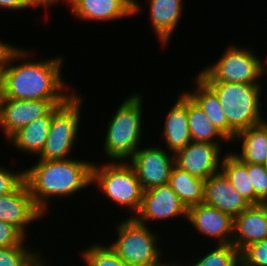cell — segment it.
<instances>
[{
  "label": "cell",
  "mask_w": 267,
  "mask_h": 266,
  "mask_svg": "<svg viewBox=\"0 0 267 266\" xmlns=\"http://www.w3.org/2000/svg\"><path fill=\"white\" fill-rule=\"evenodd\" d=\"M187 111L192 141L218 144L220 147L222 142L229 143V140L212 124L204 111L188 94Z\"/></svg>",
  "instance_id": "cell-24"
},
{
  "label": "cell",
  "mask_w": 267,
  "mask_h": 266,
  "mask_svg": "<svg viewBox=\"0 0 267 266\" xmlns=\"http://www.w3.org/2000/svg\"><path fill=\"white\" fill-rule=\"evenodd\" d=\"M114 225L117 238L108 245L128 266H168V261H162V247H158L161 235L148 225L134 217L124 218Z\"/></svg>",
  "instance_id": "cell-5"
},
{
  "label": "cell",
  "mask_w": 267,
  "mask_h": 266,
  "mask_svg": "<svg viewBox=\"0 0 267 266\" xmlns=\"http://www.w3.org/2000/svg\"><path fill=\"white\" fill-rule=\"evenodd\" d=\"M24 181V169L17 172L0 166V196L13 192Z\"/></svg>",
  "instance_id": "cell-31"
},
{
  "label": "cell",
  "mask_w": 267,
  "mask_h": 266,
  "mask_svg": "<svg viewBox=\"0 0 267 266\" xmlns=\"http://www.w3.org/2000/svg\"><path fill=\"white\" fill-rule=\"evenodd\" d=\"M85 266H128L108 245L93 243L80 252Z\"/></svg>",
  "instance_id": "cell-28"
},
{
  "label": "cell",
  "mask_w": 267,
  "mask_h": 266,
  "mask_svg": "<svg viewBox=\"0 0 267 266\" xmlns=\"http://www.w3.org/2000/svg\"><path fill=\"white\" fill-rule=\"evenodd\" d=\"M183 264H179V262L178 263H174V261H173V263L171 264L170 262L168 263V266H182ZM184 266V265H183ZM185 266H189L188 264L187 265H185Z\"/></svg>",
  "instance_id": "cell-39"
},
{
  "label": "cell",
  "mask_w": 267,
  "mask_h": 266,
  "mask_svg": "<svg viewBox=\"0 0 267 266\" xmlns=\"http://www.w3.org/2000/svg\"><path fill=\"white\" fill-rule=\"evenodd\" d=\"M92 165L93 161L69 158L37 160L31 168L24 169V181L36 207L46 215L49 201L71 197L90 187Z\"/></svg>",
  "instance_id": "cell-2"
},
{
  "label": "cell",
  "mask_w": 267,
  "mask_h": 266,
  "mask_svg": "<svg viewBox=\"0 0 267 266\" xmlns=\"http://www.w3.org/2000/svg\"><path fill=\"white\" fill-rule=\"evenodd\" d=\"M0 8L10 11L27 10L28 8H38L32 0H0Z\"/></svg>",
  "instance_id": "cell-33"
},
{
  "label": "cell",
  "mask_w": 267,
  "mask_h": 266,
  "mask_svg": "<svg viewBox=\"0 0 267 266\" xmlns=\"http://www.w3.org/2000/svg\"><path fill=\"white\" fill-rule=\"evenodd\" d=\"M217 95L229 127L238 134L266 119L261 110L263 84L205 82Z\"/></svg>",
  "instance_id": "cell-4"
},
{
  "label": "cell",
  "mask_w": 267,
  "mask_h": 266,
  "mask_svg": "<svg viewBox=\"0 0 267 266\" xmlns=\"http://www.w3.org/2000/svg\"><path fill=\"white\" fill-rule=\"evenodd\" d=\"M132 12L133 15L141 11L140 1L138 0H121Z\"/></svg>",
  "instance_id": "cell-35"
},
{
  "label": "cell",
  "mask_w": 267,
  "mask_h": 266,
  "mask_svg": "<svg viewBox=\"0 0 267 266\" xmlns=\"http://www.w3.org/2000/svg\"><path fill=\"white\" fill-rule=\"evenodd\" d=\"M25 242L24 240L18 246L0 248V266H48L44 255L37 249H30Z\"/></svg>",
  "instance_id": "cell-26"
},
{
  "label": "cell",
  "mask_w": 267,
  "mask_h": 266,
  "mask_svg": "<svg viewBox=\"0 0 267 266\" xmlns=\"http://www.w3.org/2000/svg\"><path fill=\"white\" fill-rule=\"evenodd\" d=\"M187 221L205 238L218 240L215 244H231L234 219L215 207L204 203L188 208Z\"/></svg>",
  "instance_id": "cell-14"
},
{
  "label": "cell",
  "mask_w": 267,
  "mask_h": 266,
  "mask_svg": "<svg viewBox=\"0 0 267 266\" xmlns=\"http://www.w3.org/2000/svg\"><path fill=\"white\" fill-rule=\"evenodd\" d=\"M60 106L61 105H56L46 116L38 118L20 128L7 140V143L9 141L16 150L22 151L27 154V156H39L48 137L53 113Z\"/></svg>",
  "instance_id": "cell-20"
},
{
  "label": "cell",
  "mask_w": 267,
  "mask_h": 266,
  "mask_svg": "<svg viewBox=\"0 0 267 266\" xmlns=\"http://www.w3.org/2000/svg\"><path fill=\"white\" fill-rule=\"evenodd\" d=\"M208 252L189 266H241L240 252L233 244H217Z\"/></svg>",
  "instance_id": "cell-27"
},
{
  "label": "cell",
  "mask_w": 267,
  "mask_h": 266,
  "mask_svg": "<svg viewBox=\"0 0 267 266\" xmlns=\"http://www.w3.org/2000/svg\"><path fill=\"white\" fill-rule=\"evenodd\" d=\"M188 209L169 184L158 185L143 192L142 204L134 218L148 225L153 220L165 221L182 216L187 220Z\"/></svg>",
  "instance_id": "cell-11"
},
{
  "label": "cell",
  "mask_w": 267,
  "mask_h": 266,
  "mask_svg": "<svg viewBox=\"0 0 267 266\" xmlns=\"http://www.w3.org/2000/svg\"><path fill=\"white\" fill-rule=\"evenodd\" d=\"M101 165L93 162L91 184L96 185L107 200L131 210L133 214L129 217H134L141 207L144 192L134 168L128 161H107Z\"/></svg>",
  "instance_id": "cell-6"
},
{
  "label": "cell",
  "mask_w": 267,
  "mask_h": 266,
  "mask_svg": "<svg viewBox=\"0 0 267 266\" xmlns=\"http://www.w3.org/2000/svg\"><path fill=\"white\" fill-rule=\"evenodd\" d=\"M205 180L192 176L187 171L173 165L168 184L188 209L204 201Z\"/></svg>",
  "instance_id": "cell-23"
},
{
  "label": "cell",
  "mask_w": 267,
  "mask_h": 266,
  "mask_svg": "<svg viewBox=\"0 0 267 266\" xmlns=\"http://www.w3.org/2000/svg\"><path fill=\"white\" fill-rule=\"evenodd\" d=\"M152 29L156 32L159 44L168 45L180 22L183 12V0H148ZM183 13V14H182Z\"/></svg>",
  "instance_id": "cell-19"
},
{
  "label": "cell",
  "mask_w": 267,
  "mask_h": 266,
  "mask_svg": "<svg viewBox=\"0 0 267 266\" xmlns=\"http://www.w3.org/2000/svg\"><path fill=\"white\" fill-rule=\"evenodd\" d=\"M66 101L3 99L0 115L2 134L8 140L20 128L46 116L56 105H62Z\"/></svg>",
  "instance_id": "cell-10"
},
{
  "label": "cell",
  "mask_w": 267,
  "mask_h": 266,
  "mask_svg": "<svg viewBox=\"0 0 267 266\" xmlns=\"http://www.w3.org/2000/svg\"><path fill=\"white\" fill-rule=\"evenodd\" d=\"M144 191L167 184L174 165V154L160 145L139 148L128 160Z\"/></svg>",
  "instance_id": "cell-9"
},
{
  "label": "cell",
  "mask_w": 267,
  "mask_h": 266,
  "mask_svg": "<svg viewBox=\"0 0 267 266\" xmlns=\"http://www.w3.org/2000/svg\"><path fill=\"white\" fill-rule=\"evenodd\" d=\"M30 57L32 53L19 46L10 53L0 73L3 99L68 100L76 93L74 87L69 89L61 75L62 56L42 61H33ZM16 61L22 63L15 64Z\"/></svg>",
  "instance_id": "cell-1"
},
{
  "label": "cell",
  "mask_w": 267,
  "mask_h": 266,
  "mask_svg": "<svg viewBox=\"0 0 267 266\" xmlns=\"http://www.w3.org/2000/svg\"><path fill=\"white\" fill-rule=\"evenodd\" d=\"M34 2V4L37 6V7H45V10L46 8H50L52 6H56L55 4H59L60 1L62 0H32Z\"/></svg>",
  "instance_id": "cell-36"
},
{
  "label": "cell",
  "mask_w": 267,
  "mask_h": 266,
  "mask_svg": "<svg viewBox=\"0 0 267 266\" xmlns=\"http://www.w3.org/2000/svg\"><path fill=\"white\" fill-rule=\"evenodd\" d=\"M267 58V57H266ZM263 75H267V60L264 63V67H263Z\"/></svg>",
  "instance_id": "cell-38"
},
{
  "label": "cell",
  "mask_w": 267,
  "mask_h": 266,
  "mask_svg": "<svg viewBox=\"0 0 267 266\" xmlns=\"http://www.w3.org/2000/svg\"><path fill=\"white\" fill-rule=\"evenodd\" d=\"M44 216L34 204L25 181L13 192L0 196V220L17 228L26 238L28 225Z\"/></svg>",
  "instance_id": "cell-13"
},
{
  "label": "cell",
  "mask_w": 267,
  "mask_h": 266,
  "mask_svg": "<svg viewBox=\"0 0 267 266\" xmlns=\"http://www.w3.org/2000/svg\"><path fill=\"white\" fill-rule=\"evenodd\" d=\"M73 16L81 21H114L133 17V12L121 0H66Z\"/></svg>",
  "instance_id": "cell-18"
},
{
  "label": "cell",
  "mask_w": 267,
  "mask_h": 266,
  "mask_svg": "<svg viewBox=\"0 0 267 266\" xmlns=\"http://www.w3.org/2000/svg\"><path fill=\"white\" fill-rule=\"evenodd\" d=\"M26 237L14 226L0 220V248L20 245Z\"/></svg>",
  "instance_id": "cell-32"
},
{
  "label": "cell",
  "mask_w": 267,
  "mask_h": 266,
  "mask_svg": "<svg viewBox=\"0 0 267 266\" xmlns=\"http://www.w3.org/2000/svg\"><path fill=\"white\" fill-rule=\"evenodd\" d=\"M136 93L125 98L107 122L103 152L110 161H128L141 147L143 97Z\"/></svg>",
  "instance_id": "cell-3"
},
{
  "label": "cell",
  "mask_w": 267,
  "mask_h": 266,
  "mask_svg": "<svg viewBox=\"0 0 267 266\" xmlns=\"http://www.w3.org/2000/svg\"><path fill=\"white\" fill-rule=\"evenodd\" d=\"M203 203L219 209L233 219L251 205L235 190L221 170L205 180Z\"/></svg>",
  "instance_id": "cell-15"
},
{
  "label": "cell",
  "mask_w": 267,
  "mask_h": 266,
  "mask_svg": "<svg viewBox=\"0 0 267 266\" xmlns=\"http://www.w3.org/2000/svg\"><path fill=\"white\" fill-rule=\"evenodd\" d=\"M241 142L240 152L232 151L244 163L265 164L267 161V121L239 132L232 142Z\"/></svg>",
  "instance_id": "cell-22"
},
{
  "label": "cell",
  "mask_w": 267,
  "mask_h": 266,
  "mask_svg": "<svg viewBox=\"0 0 267 266\" xmlns=\"http://www.w3.org/2000/svg\"><path fill=\"white\" fill-rule=\"evenodd\" d=\"M247 171L256 195V205L267 203V169L263 164L247 163Z\"/></svg>",
  "instance_id": "cell-29"
},
{
  "label": "cell",
  "mask_w": 267,
  "mask_h": 266,
  "mask_svg": "<svg viewBox=\"0 0 267 266\" xmlns=\"http://www.w3.org/2000/svg\"><path fill=\"white\" fill-rule=\"evenodd\" d=\"M82 99L76 92L53 113L47 140L37 160L71 158L70 154L78 141Z\"/></svg>",
  "instance_id": "cell-8"
},
{
  "label": "cell",
  "mask_w": 267,
  "mask_h": 266,
  "mask_svg": "<svg viewBox=\"0 0 267 266\" xmlns=\"http://www.w3.org/2000/svg\"><path fill=\"white\" fill-rule=\"evenodd\" d=\"M242 46L231 43L213 65L204 66L197 75L204 82L263 84L259 80L265 62L254 50Z\"/></svg>",
  "instance_id": "cell-7"
},
{
  "label": "cell",
  "mask_w": 267,
  "mask_h": 266,
  "mask_svg": "<svg viewBox=\"0 0 267 266\" xmlns=\"http://www.w3.org/2000/svg\"><path fill=\"white\" fill-rule=\"evenodd\" d=\"M221 148L218 144L191 141L174 154V164L192 176L206 180L221 169Z\"/></svg>",
  "instance_id": "cell-12"
},
{
  "label": "cell",
  "mask_w": 267,
  "mask_h": 266,
  "mask_svg": "<svg viewBox=\"0 0 267 266\" xmlns=\"http://www.w3.org/2000/svg\"><path fill=\"white\" fill-rule=\"evenodd\" d=\"M235 190L251 205H256L255 190L247 171V163L241 161L233 152H226L221 161V169Z\"/></svg>",
  "instance_id": "cell-25"
},
{
  "label": "cell",
  "mask_w": 267,
  "mask_h": 266,
  "mask_svg": "<svg viewBox=\"0 0 267 266\" xmlns=\"http://www.w3.org/2000/svg\"><path fill=\"white\" fill-rule=\"evenodd\" d=\"M264 239H267V204L250 205L234 218L231 244L241 253Z\"/></svg>",
  "instance_id": "cell-16"
},
{
  "label": "cell",
  "mask_w": 267,
  "mask_h": 266,
  "mask_svg": "<svg viewBox=\"0 0 267 266\" xmlns=\"http://www.w3.org/2000/svg\"><path fill=\"white\" fill-rule=\"evenodd\" d=\"M193 91L186 93L197 103L204 111L212 124L229 140H232L237 135L228 125V121L221 103L216 93L198 76L193 80Z\"/></svg>",
  "instance_id": "cell-21"
},
{
  "label": "cell",
  "mask_w": 267,
  "mask_h": 266,
  "mask_svg": "<svg viewBox=\"0 0 267 266\" xmlns=\"http://www.w3.org/2000/svg\"><path fill=\"white\" fill-rule=\"evenodd\" d=\"M241 266H267V239L247 246L240 253Z\"/></svg>",
  "instance_id": "cell-30"
},
{
  "label": "cell",
  "mask_w": 267,
  "mask_h": 266,
  "mask_svg": "<svg viewBox=\"0 0 267 266\" xmlns=\"http://www.w3.org/2000/svg\"><path fill=\"white\" fill-rule=\"evenodd\" d=\"M2 100H3V86H2L1 76H0V115H1Z\"/></svg>",
  "instance_id": "cell-37"
},
{
  "label": "cell",
  "mask_w": 267,
  "mask_h": 266,
  "mask_svg": "<svg viewBox=\"0 0 267 266\" xmlns=\"http://www.w3.org/2000/svg\"><path fill=\"white\" fill-rule=\"evenodd\" d=\"M17 46H13L8 42L2 41L0 39V73L3 67L6 64V61L10 55V53L16 48Z\"/></svg>",
  "instance_id": "cell-34"
},
{
  "label": "cell",
  "mask_w": 267,
  "mask_h": 266,
  "mask_svg": "<svg viewBox=\"0 0 267 266\" xmlns=\"http://www.w3.org/2000/svg\"><path fill=\"white\" fill-rule=\"evenodd\" d=\"M175 101L169 112L167 111L162 132L165 140L164 147L173 154L192 141L189 131L186 91L181 92Z\"/></svg>",
  "instance_id": "cell-17"
}]
</instances>
